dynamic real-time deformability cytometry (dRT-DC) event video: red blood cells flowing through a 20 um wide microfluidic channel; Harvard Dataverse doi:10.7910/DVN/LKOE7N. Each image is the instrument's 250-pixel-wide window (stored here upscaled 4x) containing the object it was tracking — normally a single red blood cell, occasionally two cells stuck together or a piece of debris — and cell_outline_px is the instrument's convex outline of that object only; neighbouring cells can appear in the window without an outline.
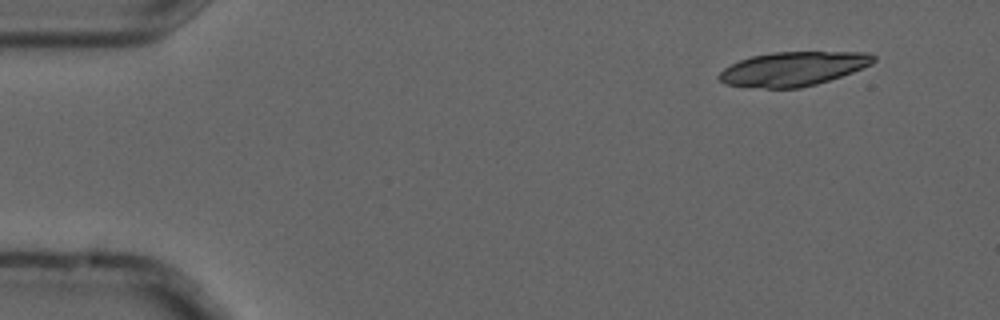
{"species": "common noctule bat (a hibernating species)", "species_latin": "Nyctalus noctula", "temperature_condition": "cold", "stored_images_in_passage": 3, "camera_frame_rate_fps": 3000, "um_per_image_px": 0.085, "animal": {"sex": "male", "forearm_length_mm": 52.5}, "frame": {"image": 1, "passage_image": 1, "time_ms": 0.0, "image_size_px": [1000, 320], "cell_outline_px": [[876, 60], [872, 64], [852, 72], [816, 84], [800, 88], [764, 88], [724, 84], [716, 76], [724, 68], [740, 60], [752, 56], [772, 52], [864, 52], [876, 56]], "centroid_in_image_um": [67.41, 5.85], "position_along_channel_um": 17.6, "area_um2": 30.58}}